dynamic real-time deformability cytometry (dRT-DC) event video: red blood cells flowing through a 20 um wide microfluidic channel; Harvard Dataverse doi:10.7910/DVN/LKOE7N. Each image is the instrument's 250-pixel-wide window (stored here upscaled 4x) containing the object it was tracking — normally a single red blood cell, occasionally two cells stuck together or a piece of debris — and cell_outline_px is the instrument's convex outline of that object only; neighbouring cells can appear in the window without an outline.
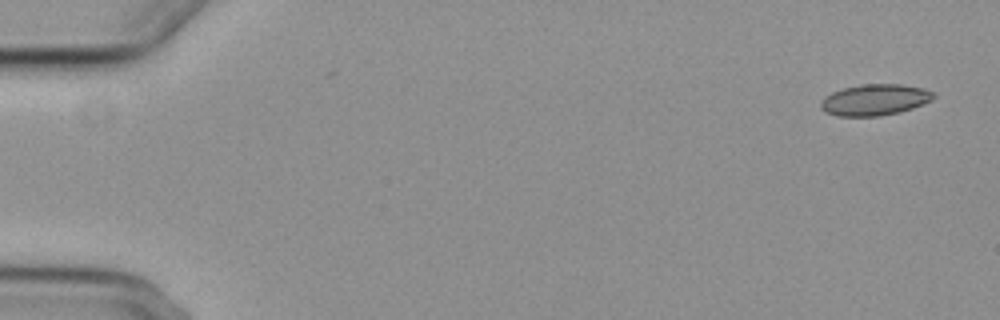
{"species": "common noctule bat (a hibernating species)", "species_latin": "Nyctalus noctula", "temperature_condition": "cold", "stored_images_in_passage": 7, "segment_of_instrument_passage": [1, 2], "camera_frame_rate_fps": 3000, "um_per_image_px": 0.085, "animal": {"sex": "female", "body_mass_g": 29.2, "forearm_length_mm": 56.3}, "frame": {"image": 1, "passage_image": 1, "time_ms": 0.0, "image_size_px": [1000, 320], "cell_outline_px": [[936, 96], [932, 100], [912, 108], [900, 112], [880, 116], [840, 116], [828, 112], [820, 108], [820, 100], [824, 96], [832, 92], [844, 88], [860, 84], [900, 84], [924, 88], [936, 92]], "centroid_in_image_um": [74.38, 8.47], "position_along_channel_um": 10.6, "area_um2": 20.63}}
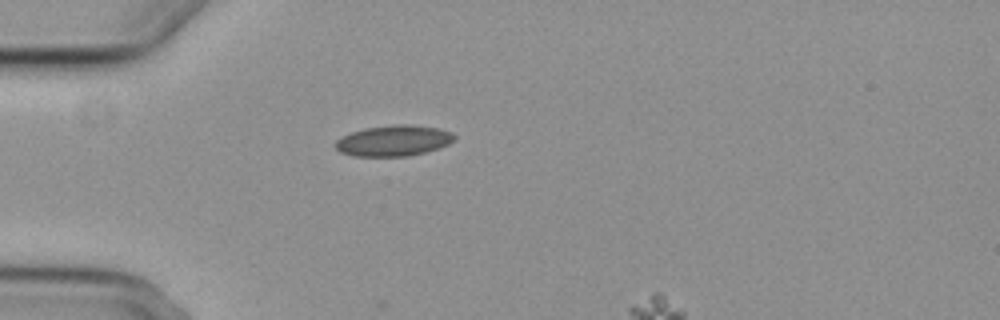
{"frame": {"image": 2, "passage_image": 5, "time_ms": 4.667, "image_size_px": [1000, 320], "cell_outline_px": [[456, 136], [448, 144], [424, 152], [408, 156], [352, 156], [340, 152], [332, 144], [340, 136], [364, 128], [392, 124], [408, 124], [440, 128], [452, 132]], "centroid_in_image_um": [33.4, 11.94], "position_along_channel_um": 51.6, "area_um2": 21.5}}